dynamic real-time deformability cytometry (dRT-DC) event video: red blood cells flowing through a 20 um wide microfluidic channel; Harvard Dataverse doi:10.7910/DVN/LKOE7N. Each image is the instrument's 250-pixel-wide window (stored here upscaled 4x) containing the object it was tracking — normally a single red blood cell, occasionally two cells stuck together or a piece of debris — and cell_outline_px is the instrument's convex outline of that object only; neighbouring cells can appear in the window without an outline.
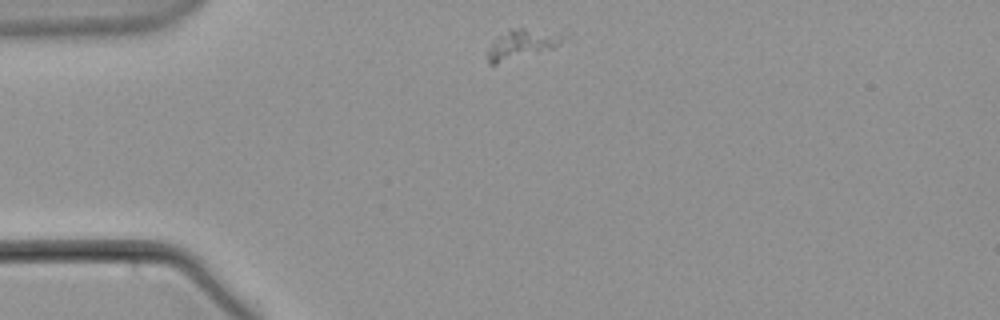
{"species": "common noctule bat (a hibernating species)", "species_latin": "Nyctalus noctula", "temperature_condition": "warm", "stored_images_in_passage": 17, "camera_frame_rate_fps": 3000, "um_per_image_px": 0.085, "animal": {"sex": "male", "body_mass_g": 21.5, "forearm_length_mm": 52.0}, "frame": {"image": 1, "passage_image": 1, "time_ms": 0.0, "image_size_px": [1000, 320], "cell_outline_px": [[572, 32], [560, 44], [552, 48], [496, 64], [488, 64], [484, 52], [500, 36], [508, 32], [520, 28], [524, 28]], "centroid_in_image_um": [44.46, 3.74], "position_along_channel_um": 40.5, "area_um2": 13.12}}
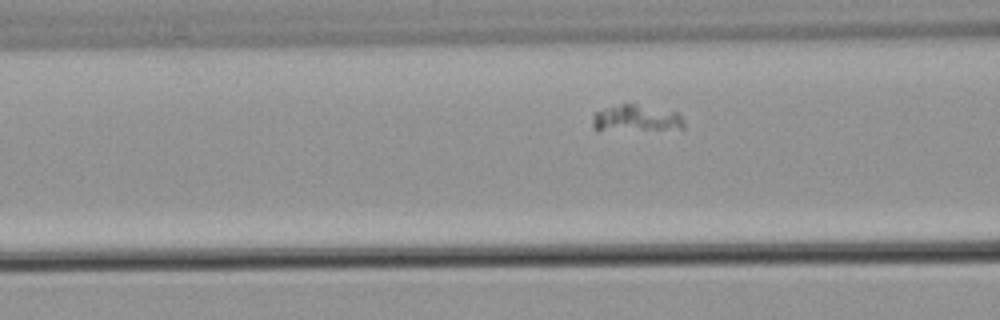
{"frame": {"image": 2, "passage_image": 10, "time_ms": 3.0, "image_size_px": [1000, 320], "cell_outline_px": [[684, 128], [596, 132], [592, 128], [592, 116], [596, 112], [620, 104], [636, 104], [676, 112], [680, 116], [684, 124]], "centroid_in_image_um": [53.98, 10.1], "position_along_channel_um": 112.6, "area_um2": 14.39}}
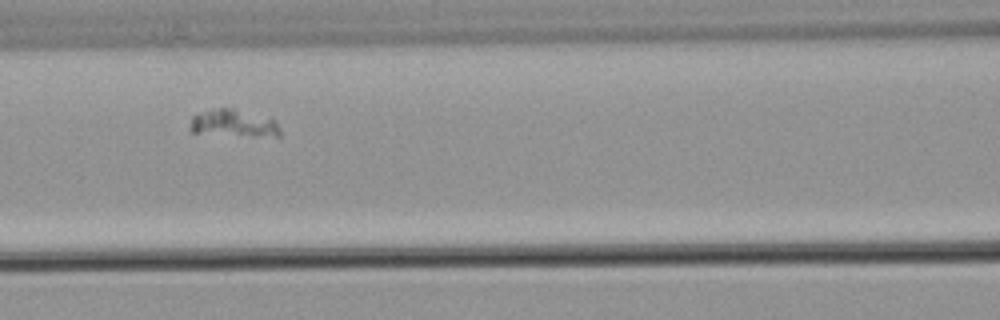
{"frame": {"image": 3, "passage_image": 13, "time_ms": 4.0, "image_size_px": [1000, 320], "cell_outline_px": [[280, 136], [252, 136], [192, 132], [188, 128], [192, 116], [196, 112], [220, 108], [232, 108], [276, 120], [280, 128]], "centroid_in_image_um": [19.83, 10.48], "position_along_channel_um": 146.8, "area_um2": 14.28}}